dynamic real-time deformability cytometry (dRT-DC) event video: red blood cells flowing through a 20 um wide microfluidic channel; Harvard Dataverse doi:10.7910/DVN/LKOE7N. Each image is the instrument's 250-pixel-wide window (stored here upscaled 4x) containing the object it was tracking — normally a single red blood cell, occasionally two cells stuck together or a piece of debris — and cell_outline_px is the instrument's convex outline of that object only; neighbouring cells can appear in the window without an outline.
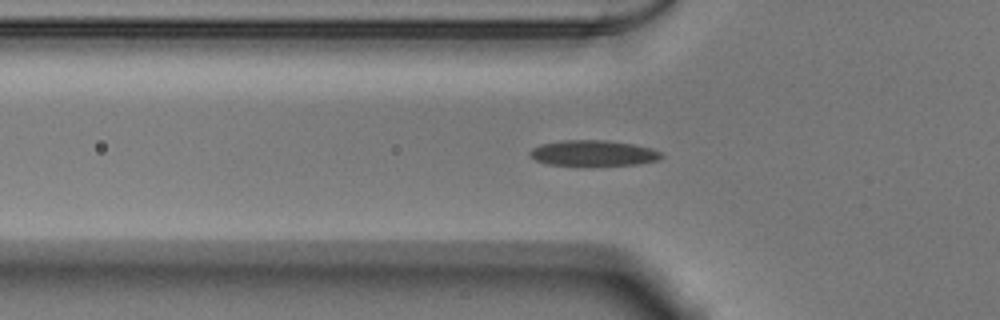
{"species": "Egyptian fruit bat (a non-hibernating species)", "species_latin": "Rousettus aegyptiacus", "temperature_condition": "warm", "stored_images_in_passage": 37, "camera_frame_rate_fps": 3000, "um_per_image_px": 0.085, "animal": {"sex": "male"}, "frame": {"image": 1, "passage_image": 2, "time_ms": 0.333, "image_size_px": [1000, 320], "cell_outline_px": [[664, 156], [660, 160], [640, 164], [592, 168], [588, 168], [548, 164], [536, 160], [528, 156], [528, 152], [532, 148], [540, 144], [560, 140], [604, 140], [632, 144], [652, 148], [660, 152]], "centroid_in_image_um": [50.42, 13.06], "position_along_channel_um": 75.4, "area_um2": 20.81}}
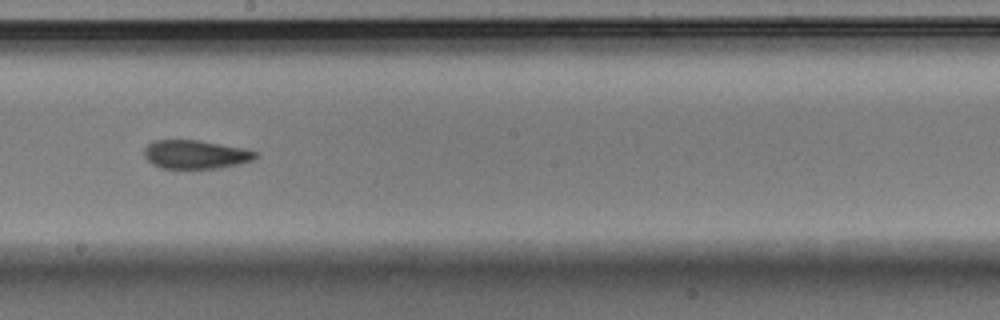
{"frame": {"image": 2, "passage_image": 14, "time_ms": 4.333, "image_size_px": [1000, 320], "cell_outline_px": [[256, 156], [252, 160], [236, 164], [216, 168], [160, 168], [152, 164], [144, 156], [144, 148], [152, 140], [200, 140], [244, 148], [256, 152]], "centroid_in_image_um": [16.57, 13.11], "position_along_channel_um": 231.6, "area_um2": 18.44}}
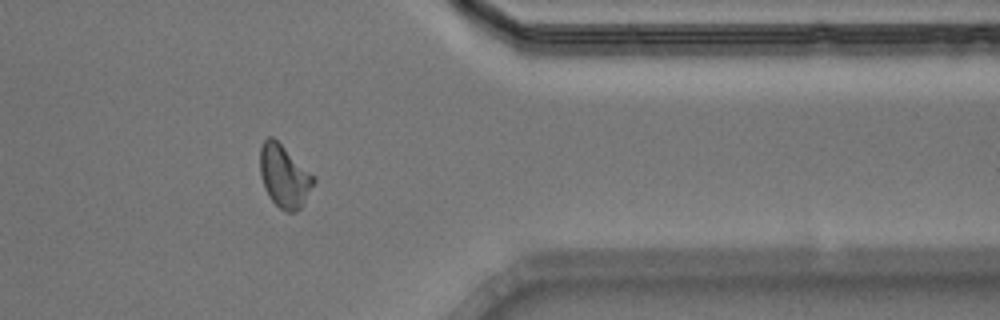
{"frame": {"image": 3, "passage_image": 27, "time_ms": 8.667, "image_size_px": [1000, 320], "cell_outline_px": [[316, 180], [300, 208], [296, 212], [288, 212], [280, 208], [268, 196], [264, 188], [260, 176], [260, 148], [264, 140], [268, 136], [272, 136], [316, 176]], "centroid_in_image_um": [24.16, 14.96], "position_along_channel_um": 387.2, "area_um2": 19.54}, "authors_computed_cell_mechanics": {"area_um2": 18.8428, "velocity_mm_per_s": 3.8815, "shape_relaxation_time_tau1_ms": null, "shape_relaxation_time_tau2_ms": 3.8097, "deformation_change_tau1": null, "deformation_change_tau2": 0.1043}}